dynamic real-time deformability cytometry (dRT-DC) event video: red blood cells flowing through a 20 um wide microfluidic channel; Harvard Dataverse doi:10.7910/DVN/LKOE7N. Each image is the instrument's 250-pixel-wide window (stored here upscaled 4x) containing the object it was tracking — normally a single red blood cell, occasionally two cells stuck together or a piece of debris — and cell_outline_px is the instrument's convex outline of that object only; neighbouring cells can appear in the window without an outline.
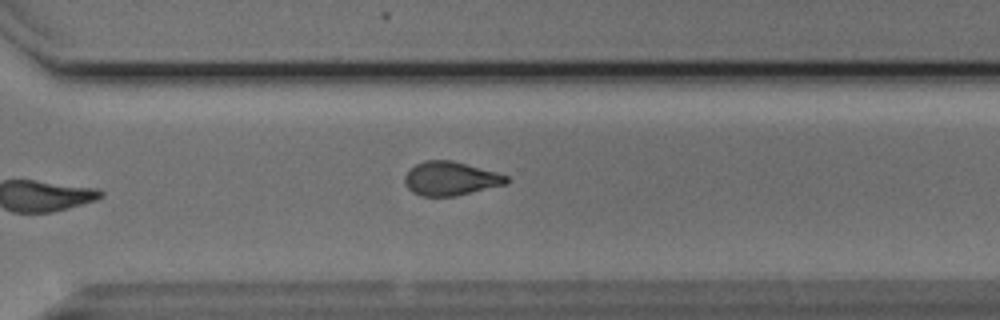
{"species": "Egyptian fruit bat (a non-hibernating species)", "species_latin": "Rousettus aegyptiacus", "temperature_condition": "cold", "stored_images_in_passage": 11, "camera_frame_rate_fps": 3000, "um_per_image_px": 0.085, "animal": {"sex": "male"}, "frame": {"image": 1, "passage_image": 10, "time_ms": 3.0, "image_size_px": [1000, 320], "cell_outline_px": [[508, 184], [456, 196], [420, 196], [412, 192], [408, 188], [404, 180], [404, 176], [416, 164], [424, 160], [452, 160], [496, 172], [508, 176]], "centroid_in_image_um": [38.31, 15.18], "position_along_channel_um": 332.3, "area_um2": 20.06}}